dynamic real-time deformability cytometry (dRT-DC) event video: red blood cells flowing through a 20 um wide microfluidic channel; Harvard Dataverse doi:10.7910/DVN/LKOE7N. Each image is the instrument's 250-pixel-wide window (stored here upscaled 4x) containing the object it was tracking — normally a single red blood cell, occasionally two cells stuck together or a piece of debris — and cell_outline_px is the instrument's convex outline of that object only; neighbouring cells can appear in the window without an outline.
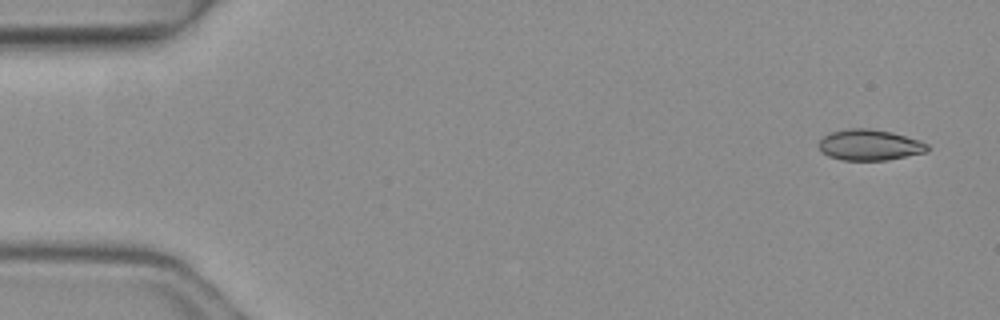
{"species": "common noctule bat (a hibernating species)", "species_latin": "Nyctalus noctula", "temperature_condition": "warm", "stored_images_in_passage": 4, "camera_frame_rate_fps": 3000, "um_per_image_px": 0.085, "animal": {"sex": "female", "body_mass_g": 19.3, "forearm_length_mm": 54.1}, "frame": {"image": 1, "passage_image": 1, "time_ms": 0.0, "image_size_px": [1000, 320], "cell_outline_px": [[928, 152], [888, 160], [840, 160], [828, 156], [816, 144], [824, 136], [832, 132], [848, 128], [868, 128], [892, 132], [920, 140], [928, 144]], "centroid_in_image_um": [73.93, 12.32], "position_along_channel_um": 11.1, "area_um2": 19.65}}
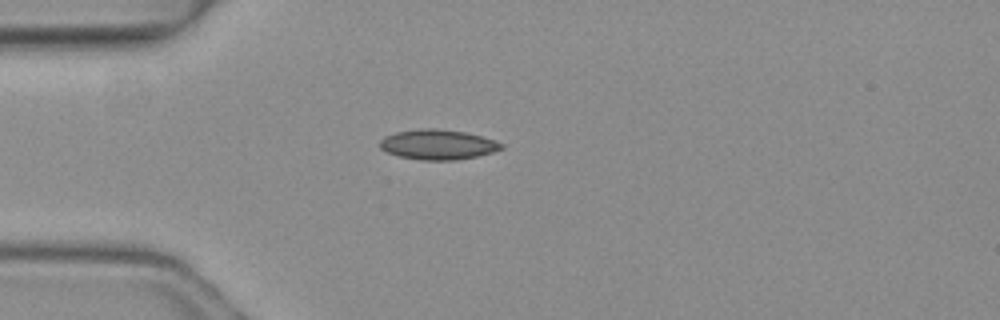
{"frame": {"image": 2, "passage_image": 4, "time_ms": 1.0, "image_size_px": [1000, 320], "cell_outline_px": [[504, 148], [492, 152], [476, 156], [456, 160], [420, 160], [400, 156], [388, 152], [380, 148], [380, 140], [384, 136], [396, 132], [420, 128], [432, 128], [464, 132], [496, 140], [504, 144]], "centroid_in_image_um": [37.22, 12.28], "position_along_channel_um": 47.8, "area_um2": 21.15}}